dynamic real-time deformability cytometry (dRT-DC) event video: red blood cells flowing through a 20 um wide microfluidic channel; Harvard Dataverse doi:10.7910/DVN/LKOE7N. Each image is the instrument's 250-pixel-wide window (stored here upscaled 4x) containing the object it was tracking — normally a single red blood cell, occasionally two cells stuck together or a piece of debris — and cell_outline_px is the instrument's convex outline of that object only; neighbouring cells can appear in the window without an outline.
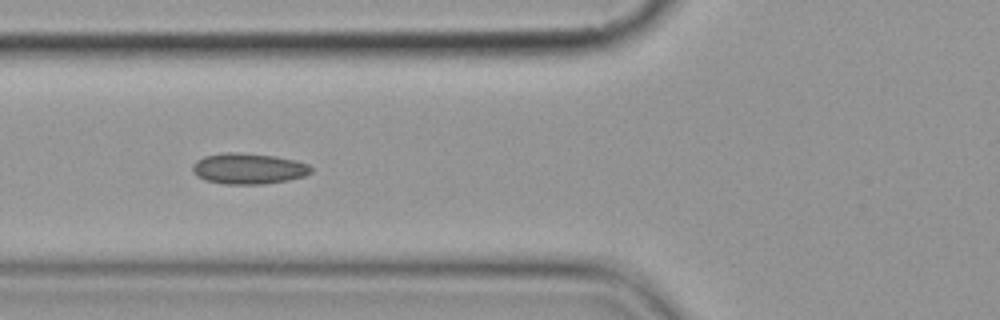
{"species": "common noctule bat (a hibernating species)", "species_latin": "Nyctalus noctula", "temperature_condition": "cold", "stored_images_in_passage": 7, "camera_frame_rate_fps": 3000, "um_per_image_px": 0.085, "animal": {"sex": "female", "body_mass_g": 19.9}, "frame": {"image": 1, "passage_image": 5, "time_ms": 4.667, "image_size_px": [1000, 320], "cell_outline_px": [[312, 172], [304, 176], [288, 180], [264, 184], [224, 184], [204, 180], [196, 176], [192, 172], [192, 164], [196, 160], [204, 156], [224, 152], [240, 152], [276, 156], [296, 160], [308, 164], [312, 168]], "centroid_in_image_um": [21.09, 14.33], "position_along_channel_um": 104.7, "area_um2": 21.62}}
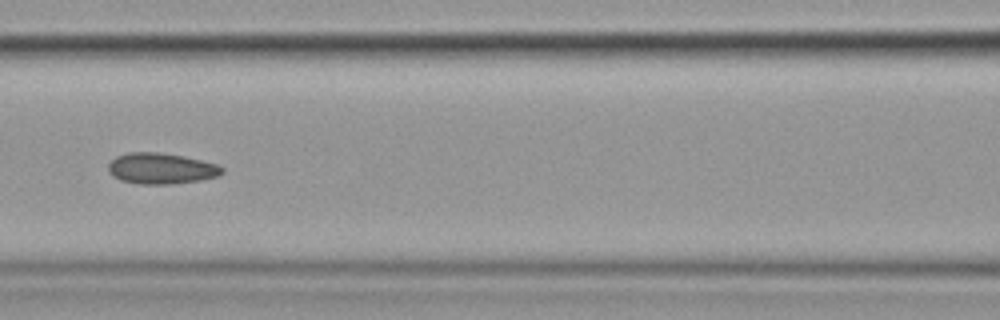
{"frame": {"image": 2, "passage_image": 6, "time_ms": 6.0, "image_size_px": [1000, 320], "cell_outline_px": [[224, 172], [216, 176], [200, 180], [172, 184], [140, 184], [120, 180], [112, 176], [108, 172], [108, 164], [116, 156], [128, 152], [156, 152], [184, 156], [216, 164], [224, 168]], "centroid_in_image_um": [13.66, 14.32], "position_along_channel_um": 152.9, "area_um2": 20.52}}
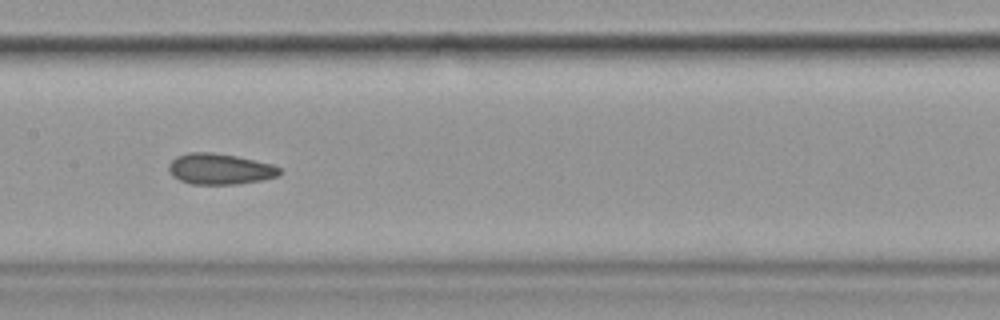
{"frame": {"image": 3, "passage_image": 7, "time_ms": 7.0, "image_size_px": [1000, 320], "cell_outline_px": [[280, 172], [276, 176], [260, 180], [236, 184], [192, 184], [180, 180], [172, 176], [168, 168], [168, 164], [176, 156], [188, 152], [212, 152], [236, 156], [272, 164], [280, 168]], "centroid_in_image_um": [18.64, 14.35], "position_along_channel_um": 188.8, "area_um2": 19.83}}